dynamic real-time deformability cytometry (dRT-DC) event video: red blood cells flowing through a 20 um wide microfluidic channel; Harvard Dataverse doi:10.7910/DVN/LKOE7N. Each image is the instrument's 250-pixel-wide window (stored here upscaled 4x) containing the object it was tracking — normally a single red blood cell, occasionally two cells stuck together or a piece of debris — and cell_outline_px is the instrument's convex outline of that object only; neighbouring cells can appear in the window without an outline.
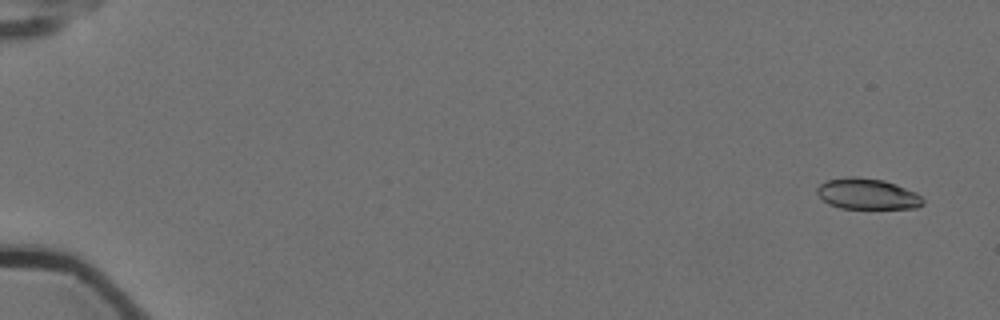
{"species": "Egyptian fruit bat (a non-hibernating species)", "species_latin": "Rousettus aegyptiacus", "temperature_condition": "cold", "stored_images_in_passage": 7, "camera_frame_rate_fps": 3000, "um_per_image_px": 0.085, "animal": {"sex": "female"}, "frame": {"image": 1, "passage_image": 1, "time_ms": 0.0, "image_size_px": [1000, 320], "cell_outline_px": [[924, 204], [916, 208], [840, 208], [828, 204], [816, 192], [816, 188], [820, 184], [828, 180], [848, 176], [856, 176], [884, 180], [896, 184], [916, 192], [924, 200]], "centroid_in_image_um": [73.73, 16.48], "position_along_channel_um": 11.3, "area_um2": 19.07}}